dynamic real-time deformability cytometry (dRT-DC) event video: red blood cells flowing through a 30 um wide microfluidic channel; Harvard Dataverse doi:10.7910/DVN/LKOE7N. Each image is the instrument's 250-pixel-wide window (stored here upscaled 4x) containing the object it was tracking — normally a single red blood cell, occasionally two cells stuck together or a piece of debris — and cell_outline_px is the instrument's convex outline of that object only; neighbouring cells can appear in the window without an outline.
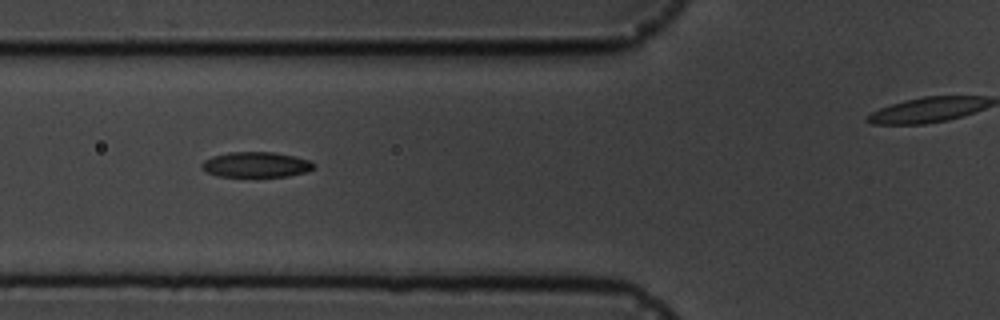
{"species": "common noctule bat (a hibernating species)", "species_latin": "Nyctalus noctula", "temperature_condition": "cold", "stored_images_in_passage": 16, "camera_frame_rate_fps": 3000, "um_per_image_px": 0.085, "animal": {"sex": "male", "body_mass_g": 19.5, "forearm_length_mm": 54.6}, "frame": {"image": 1, "passage_image": 7, "time_ms": 6.667, "image_size_px": [1000, 320], "cell_outline_px": [[316, 168], [304, 172], [288, 176], [220, 176], [208, 172], [200, 168], [200, 164], [204, 160], [212, 156], [228, 152], [272, 152], [296, 156], [312, 160], [316, 164]], "centroid_in_image_um": [21.8, 13.98], "position_along_channel_um": 104.0, "area_um2": 16.65}}
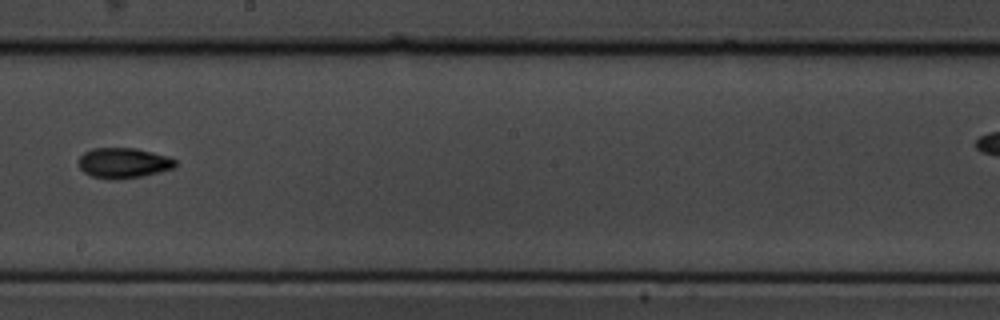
{"frame": {"image": 2, "passage_image": 10, "time_ms": 10.333, "image_size_px": [1000, 320], "cell_outline_px": [[176, 168], [144, 176], [116, 180], [108, 180], [92, 176], [84, 172], [80, 168], [80, 156], [84, 152], [92, 148], [136, 148], [168, 156], [176, 160]], "centroid_in_image_um": [10.52, 13.86], "position_along_channel_um": 237.7, "area_um2": 17.28}}
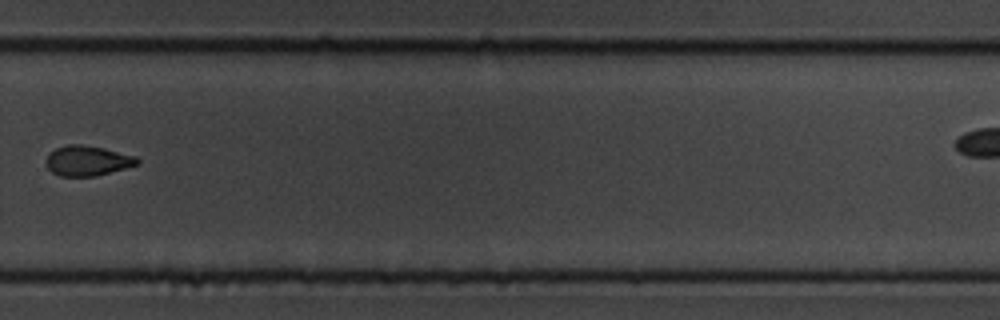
{"frame": {"image": 3, "passage_image": 12, "time_ms": 12.667, "image_size_px": [1000, 320], "cell_outline_px": [[140, 164], [96, 176], [60, 176], [52, 172], [48, 168], [48, 156], [56, 148], [68, 144], [80, 144], [104, 148], [136, 156], [140, 160]], "centroid_in_image_um": [7.49, 13.66], "position_along_channel_um": 322.3, "area_um2": 15.84}, "authors_computed_cell_mechanics": {"area_um2": 16.9643, "velocity_mm_per_s": 3.6555, "shape_relaxation_time_tau1_ms": 2.8507, "shape_relaxation_time_tau2_ms": 4.7663, "deformation_change_tau1": 0.1209, "deformation_change_tau2": 0.084}}